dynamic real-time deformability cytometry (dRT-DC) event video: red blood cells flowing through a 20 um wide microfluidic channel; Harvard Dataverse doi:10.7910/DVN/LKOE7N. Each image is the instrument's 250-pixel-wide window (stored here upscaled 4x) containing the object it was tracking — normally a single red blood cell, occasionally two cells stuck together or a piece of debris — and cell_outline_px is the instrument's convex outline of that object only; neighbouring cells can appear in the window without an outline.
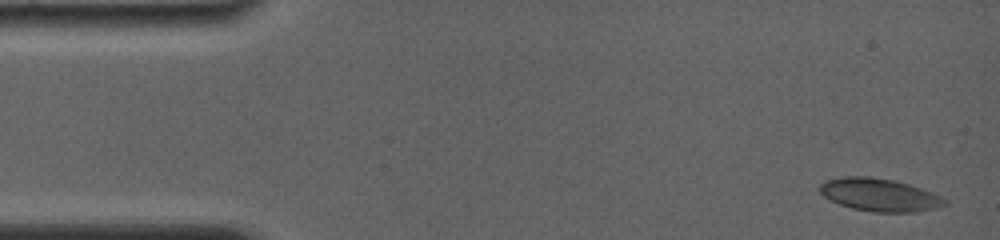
{"species": "common noctule bat (a hibernating species)", "species_latin": "Nyctalus noctula", "temperature_condition": "room temperature", "stored_images_in_passage": 16, "camera_frame_rate_fps": 4000, "um_per_image_px": 0.085, "animal": {"sex": "female", "body_mass_g": 19.0, "forearm_length_mm": 56.7}, "frame": {"image": 1, "passage_image": 1, "time_ms": 0.0, "image_size_px": [1000, 240], "cell_outline_px": [[948, 204], [936, 208], [916, 212], [876, 212], [852, 208], [840, 204], [824, 196], [820, 192], [820, 184], [824, 180], [844, 176], [868, 176], [896, 180], [932, 192], [948, 200]], "centroid_in_image_um": [74.78, 16.55], "position_along_channel_um": 10.2, "area_um2": 23.93}}
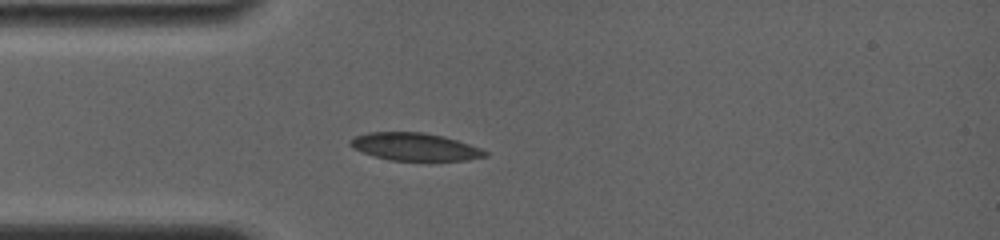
{"frame": {"image": 2, "passage_image": 12, "time_ms": 3.75, "image_size_px": [1000, 240], "cell_outline_px": [[488, 156], [468, 160], [392, 160], [376, 156], [352, 148], [348, 144], [348, 140], [356, 136], [368, 132], [424, 132], [444, 136], [480, 148], [488, 152]], "centroid_in_image_um": [35.26, 12.46], "position_along_channel_um": 49.7, "area_um2": 21.56}}
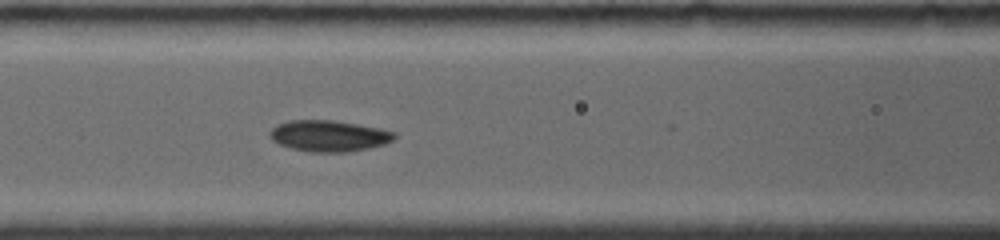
{"frame": {"image": 3, "passage_image": 16, "time_ms": 6.25, "image_size_px": [1000, 240], "cell_outline_px": [[396, 136], [392, 140], [384, 144], [368, 148], [344, 152], [308, 152], [292, 148], [280, 144], [272, 140], [268, 136], [268, 132], [276, 124], [288, 120], [332, 120], [380, 128], [396, 132]], "centroid_in_image_um": [27.92, 11.54], "position_along_channel_um": 138.7, "area_um2": 22.66}}